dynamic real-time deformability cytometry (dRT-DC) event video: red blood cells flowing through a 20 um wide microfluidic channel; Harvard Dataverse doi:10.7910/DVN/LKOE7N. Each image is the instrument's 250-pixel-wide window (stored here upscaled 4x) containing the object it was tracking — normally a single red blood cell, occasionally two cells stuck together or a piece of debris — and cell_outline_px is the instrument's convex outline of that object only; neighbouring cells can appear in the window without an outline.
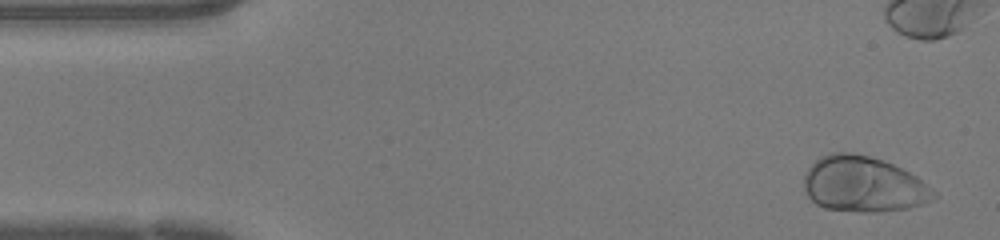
{"species": "human", "species_latin": "Homo sapiens", "temperature_condition": "warm", "stored_images_in_passage": 36, "camera_frame_rate_fps": 3000, "um_per_image_px": 0.085, "donor": {"sex": "female"}, "frame": {"image": 1, "passage_image": 2, "time_ms": 0.333, "image_size_px": [1000, 240], "cell_outline_px": [[940, 196], [924, 204], [908, 208], [880, 212], [860, 212], [824, 208], [816, 204], [804, 192], [804, 176], [808, 168], [820, 156], [828, 152], [852, 152], [884, 160], [916, 176], [936, 192]], "centroid_in_image_um": [73.39, 15.67], "position_along_channel_um": 11.6, "area_um2": 42.37}}
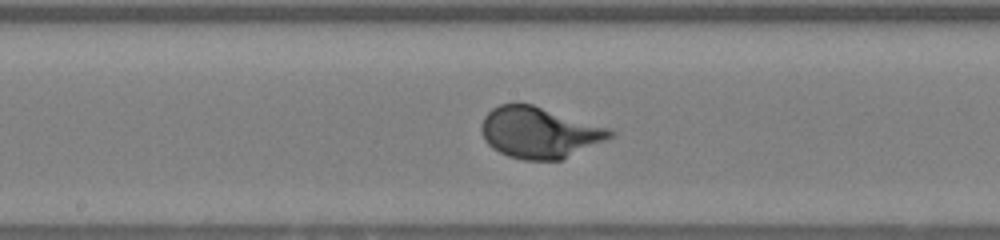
{"frame": {"image": 2, "passage_image": 23, "time_ms": 7.333, "image_size_px": [1000, 240], "cell_outline_px": [[616, 132], [612, 136], [604, 140], [560, 160], [524, 160], [508, 156], [492, 148], [484, 140], [480, 132], [480, 124], [484, 116], [492, 108], [500, 104], [532, 104], [612, 128]], "centroid_in_image_um": [45.81, 11.25], "position_along_channel_um": 202.4, "area_um2": 38.32}}
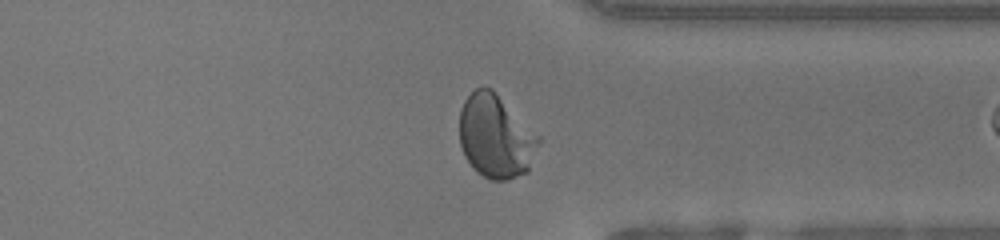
{"frame": {"image": 3, "passage_image": 35, "time_ms": 11.333, "image_size_px": [1000, 240], "cell_outline_px": [[540, 144], [528, 172], [504, 180], [492, 180], [476, 172], [472, 168], [464, 156], [460, 144], [460, 112], [464, 100], [476, 88], [492, 88], [540, 136]], "centroid_in_image_um": [42.14, 11.61], "position_along_channel_um": 369.3, "area_um2": 38.55}}